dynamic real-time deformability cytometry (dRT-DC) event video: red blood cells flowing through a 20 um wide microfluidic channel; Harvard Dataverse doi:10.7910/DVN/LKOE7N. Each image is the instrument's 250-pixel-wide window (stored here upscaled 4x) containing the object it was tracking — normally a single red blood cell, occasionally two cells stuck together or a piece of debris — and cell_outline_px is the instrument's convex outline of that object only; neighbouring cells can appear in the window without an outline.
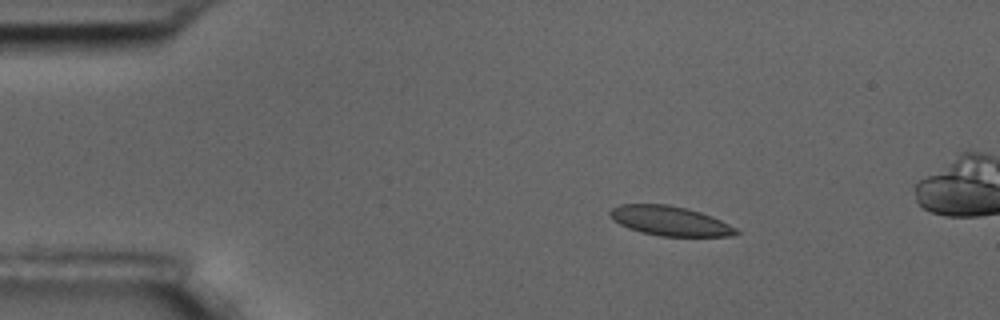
{"species": "common noctule bat (a hibernating species)", "species_latin": "Nyctalus noctula", "temperature_condition": "room temperature", "stored_images_in_passage": 4, "camera_frame_rate_fps": 3000, "um_per_image_px": 0.085, "animal": {"sex": "male", "body_mass_g": 17.5, "forearm_length_mm": 52.3}, "frame": {"image": 1, "passage_image": 1, "time_ms": 0.0, "image_size_px": [1000, 320], "cell_outline_px": [[740, 232], [736, 236], [660, 236], [640, 232], [628, 228], [620, 224], [608, 212], [612, 208], [620, 204], [668, 204], [700, 212], [712, 216], [736, 228]], "centroid_in_image_um": [56.96, 18.78], "position_along_channel_um": 28.0, "area_um2": 21.56}}